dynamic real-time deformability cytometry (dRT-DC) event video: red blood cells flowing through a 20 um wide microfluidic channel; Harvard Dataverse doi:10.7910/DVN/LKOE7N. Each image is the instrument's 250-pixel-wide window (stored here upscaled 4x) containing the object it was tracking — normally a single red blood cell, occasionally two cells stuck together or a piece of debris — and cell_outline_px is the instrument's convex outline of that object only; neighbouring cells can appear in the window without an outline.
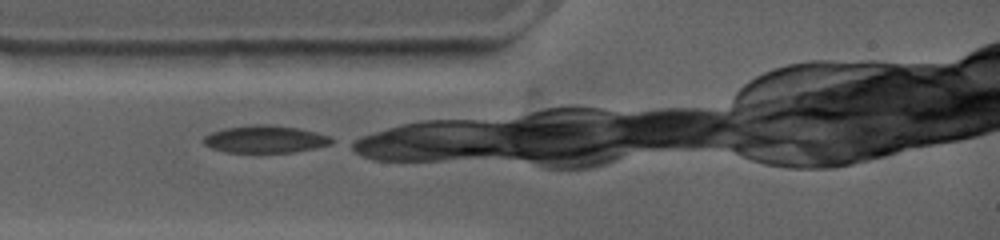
{"species": "common noctule bat (a hibernating species)", "species_latin": "Nyctalus noctula", "temperature_condition": "warm", "stored_images_in_passage": 9, "camera_frame_rate_fps": 4500, "um_per_image_px": 0.085, "animal": {"sex": "female", "body_mass_g": 19.0, "forearm_length_mm": 53.3}, "frame": {"image": 1, "passage_image": 1, "time_ms": 0.0, "image_size_px": [1000, 240], "cell_outline_px": [[336, 140], [332, 144], [316, 148], [292, 152], [228, 152], [212, 148], [204, 144], [200, 140], [204, 136], [212, 132], [224, 128], [256, 124], [268, 124], [300, 128], [316, 132], [328, 136]], "centroid_in_image_um": [22.55, 11.82], "position_along_channel_um": 62.4, "area_um2": 20.52}}
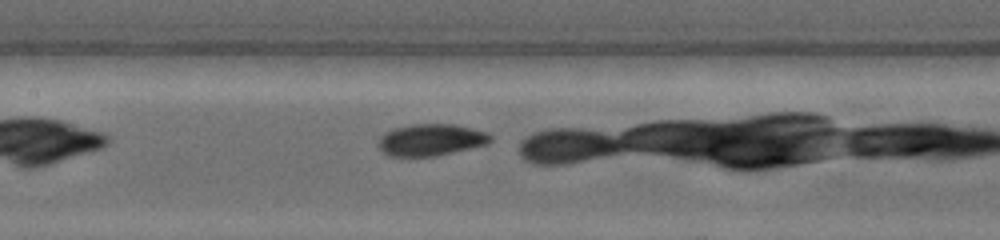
{"frame": {"image": 2, "passage_image": 8, "time_ms": 2.889, "image_size_px": [1000, 240], "cell_outline_px": [[492, 140], [484, 144], [468, 148], [432, 156], [392, 156], [384, 152], [380, 148], [380, 136], [384, 132], [392, 128], [412, 124], [456, 124], [472, 128], [484, 132], [492, 136]], "centroid_in_image_um": [36.6, 11.86], "position_along_channel_um": 170.8, "area_um2": 20.35}}